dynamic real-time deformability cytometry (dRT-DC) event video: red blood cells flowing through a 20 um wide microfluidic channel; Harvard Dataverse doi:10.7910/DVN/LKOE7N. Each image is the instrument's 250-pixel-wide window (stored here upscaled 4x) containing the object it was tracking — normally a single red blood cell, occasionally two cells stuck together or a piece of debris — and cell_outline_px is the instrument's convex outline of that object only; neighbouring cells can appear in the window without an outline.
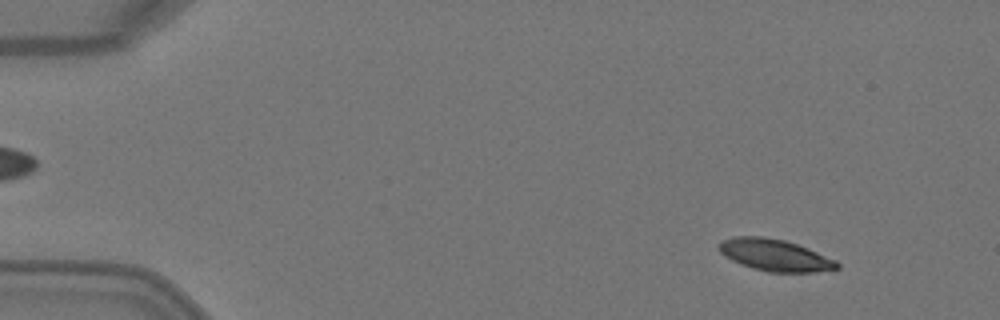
{"species": "Egyptian fruit bat (a non-hibernating species)", "species_latin": "Rousettus aegyptiacus", "temperature_condition": "warm", "stored_images_in_passage": 5, "camera_frame_rate_fps": 3000, "um_per_image_px": 0.085, "animal": {"sex": "female"}, "frame": {"image": 1, "passage_image": 1, "time_ms": 0.0, "image_size_px": [1000, 320], "cell_outline_px": [[840, 268], [816, 272], [768, 272], [752, 268], [740, 264], [724, 256], [716, 248], [720, 240], [736, 236], [764, 236], [784, 240], [808, 248], [836, 260], [840, 264]], "centroid_in_image_um": [65.83, 21.68], "position_along_channel_um": 19.2, "area_um2": 22.08}}
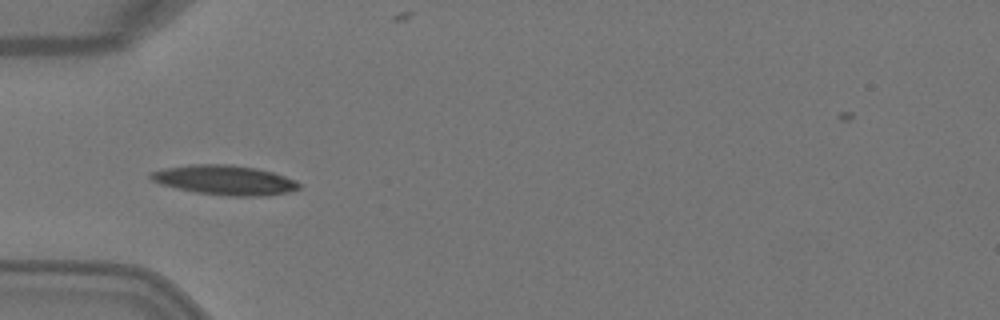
{"frame": {"image": 2, "passage_image": 3, "time_ms": 0.667, "image_size_px": [1000, 320], "cell_outline_px": [[300, 188], [288, 192], [260, 196], [228, 196], [196, 192], [176, 188], [160, 184], [152, 180], [148, 176], [148, 172], [164, 168], [192, 164], [232, 164], [256, 168], [272, 172], [296, 180], [300, 184]], "centroid_in_image_um": [19.07, 15.3], "position_along_channel_um": 65.9, "area_um2": 25.66}}
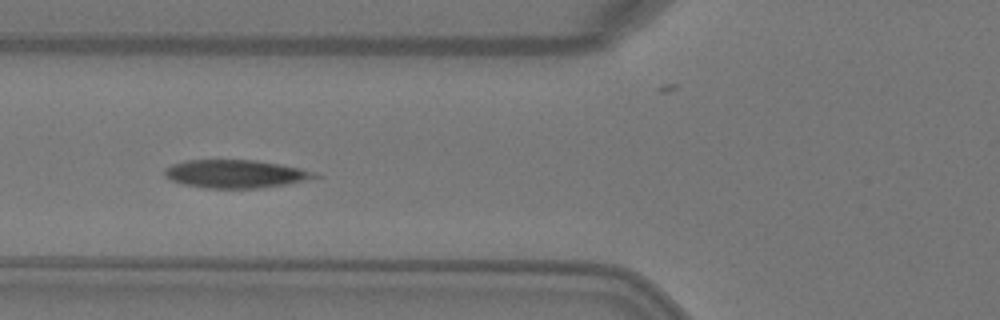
{"frame": {"image": 3, "passage_image": 4, "time_ms": 1.0, "image_size_px": [1000, 320], "cell_outline_px": [[320, 176], [288, 184], [256, 188], [208, 188], [184, 184], [172, 180], [164, 176], [164, 168], [172, 164], [184, 160], [256, 160], [280, 164], [300, 168], [312, 172]], "centroid_in_image_um": [19.96, 14.77], "position_along_channel_um": 105.8, "area_um2": 24.39}}